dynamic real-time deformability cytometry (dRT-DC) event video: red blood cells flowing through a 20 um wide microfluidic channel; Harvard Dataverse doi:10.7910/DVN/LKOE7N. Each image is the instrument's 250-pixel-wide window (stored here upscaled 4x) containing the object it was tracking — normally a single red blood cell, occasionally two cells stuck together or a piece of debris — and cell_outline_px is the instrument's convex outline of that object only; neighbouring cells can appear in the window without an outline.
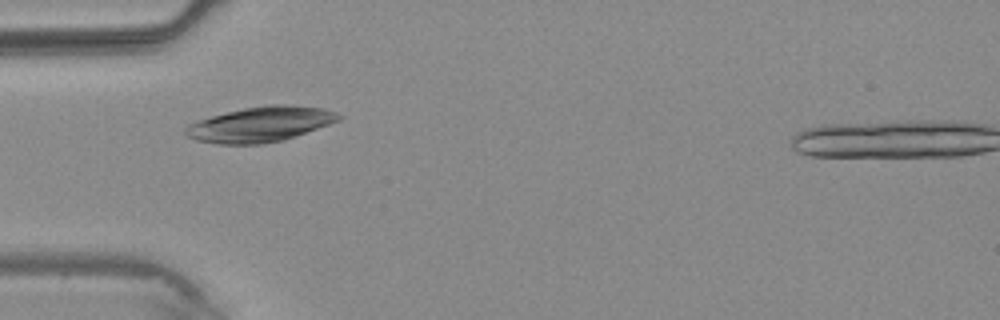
{"species": "common noctule bat (a hibernating species)", "species_latin": "Nyctalus noctula", "temperature_condition": "warm", "stored_images_in_passage": 1, "camera_frame_rate_fps": 3000, "um_per_image_px": 0.085, "animal": {"sex": "male", "body_mass_g": 20.4}, "frame": {"image": 1, "passage_image": 1, "time_ms": 0.0, "image_size_px": [1000, 320], "cell_outline_px": [[344, 116], [340, 120], [284, 140], [260, 144], [216, 144], [196, 140], [188, 136], [184, 132], [184, 128], [188, 124], [212, 116], [244, 108], [272, 104], [288, 104], [324, 108], [336, 112]], "centroid_in_image_um": [22.15, 10.56], "position_along_channel_um": 62.8, "area_um2": 31.27}}